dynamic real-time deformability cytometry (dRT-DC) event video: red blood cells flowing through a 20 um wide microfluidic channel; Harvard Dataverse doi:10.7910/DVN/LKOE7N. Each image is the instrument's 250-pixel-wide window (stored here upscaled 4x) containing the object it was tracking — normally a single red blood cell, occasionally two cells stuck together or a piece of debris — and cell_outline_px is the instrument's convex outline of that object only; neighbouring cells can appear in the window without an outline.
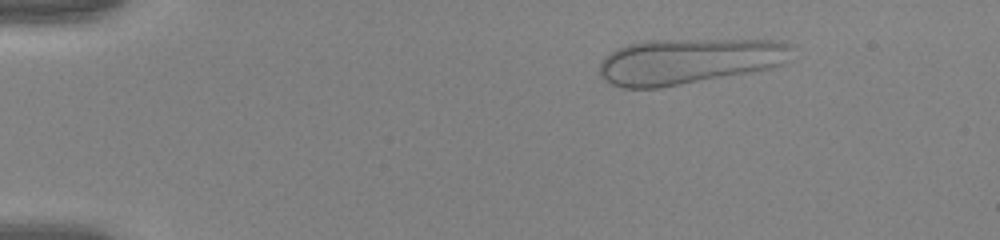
{"species": "human", "species_latin": "Homo sapiens", "temperature_condition": "warm", "stored_images_in_passage": 46, "camera_frame_rate_fps": 3000, "um_per_image_px": 0.085, "donor": {"sex": "female"}, "frame": {"image": 1, "passage_image": 3, "time_ms": 0.667, "image_size_px": [1000, 240], "cell_outline_px": [[796, 48], [784, 64], [768, 68], [748, 72], [660, 88], [624, 88], [612, 84], [604, 80], [600, 76], [600, 64], [604, 56], [628, 44], [652, 40], [772, 40], [796, 44]], "centroid_in_image_um": [58.58, 5.19], "position_along_channel_um": 26.4, "area_um2": 51.15}}
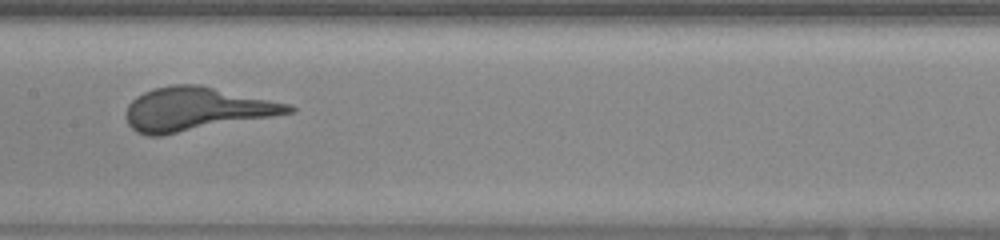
{"frame": {"image": 2, "passage_image": 22, "time_ms": 7.0, "image_size_px": [1000, 240], "cell_outline_px": [[296, 112], [160, 136], [148, 136], [136, 132], [128, 124], [124, 116], [128, 104], [136, 96], [144, 92], [156, 88], [172, 84], [200, 84], [288, 104], [296, 108]], "centroid_in_image_um": [16.64, 9.27], "position_along_channel_um": 190.8, "area_um2": 41.1}}
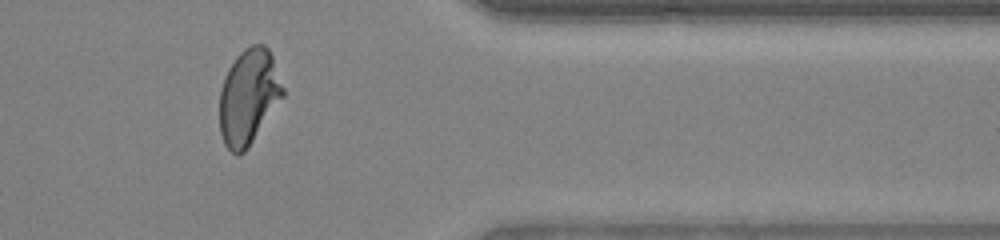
{"frame": {"image": 3, "passage_image": 38, "time_ms": 12.333, "image_size_px": [1000, 240], "cell_outline_px": [[284, 96], [248, 148], [240, 156], [236, 156], [224, 144], [220, 132], [220, 92], [224, 76], [228, 68], [236, 56], [244, 48], [252, 44], [264, 44], [268, 48], [272, 56], [284, 88]], "centroid_in_image_um": [21.13, 8.23], "position_along_channel_um": 390.3, "area_um2": 35.37}}